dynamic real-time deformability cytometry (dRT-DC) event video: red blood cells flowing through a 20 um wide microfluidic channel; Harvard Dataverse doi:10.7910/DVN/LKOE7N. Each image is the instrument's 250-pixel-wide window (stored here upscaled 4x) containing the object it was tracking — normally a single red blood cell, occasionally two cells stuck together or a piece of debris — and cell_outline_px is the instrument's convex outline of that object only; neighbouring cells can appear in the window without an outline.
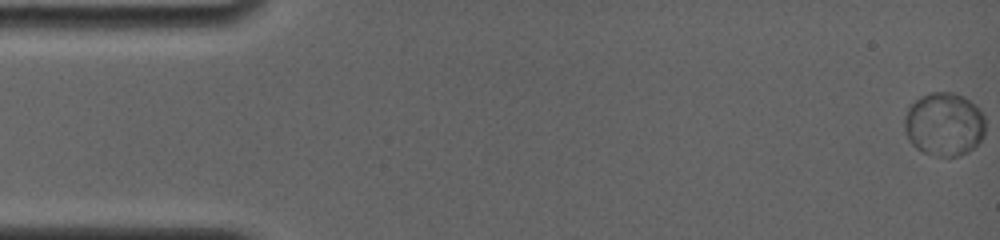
{"species": "common noctule bat (a hibernating species)", "species_latin": "Nyctalus noctula", "temperature_condition": "room temperature", "stored_images_in_passage": 37, "segment_of_instrument_passage": [1, 2], "camera_frame_rate_fps": 4000, "um_per_image_px": 0.085, "animal": {"sex": "female", "body_mass_g": 19.0, "forearm_length_mm": 56.7}, "frame": {"image": 1, "passage_image": 1, "time_ms": 0.0, "image_size_px": [1000, 240], "cell_outline_px": [[984, 132], [980, 140], [968, 152], [960, 156], [936, 156], [920, 152], [912, 144], [904, 128], [904, 120], [908, 108], [920, 96], [932, 92], [952, 92], [968, 100], [984, 116]], "centroid_in_image_um": [80.22, 10.58], "position_along_channel_um": 4.8, "area_um2": 29.59}}
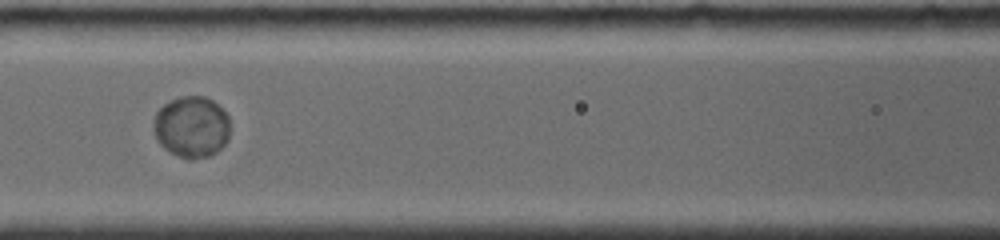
{"frame": {"image": 2, "passage_image": 16, "time_ms": 7.5, "image_size_px": [1000, 240], "cell_outline_px": [[228, 140], [216, 152], [208, 156], [180, 156], [168, 152], [156, 140], [156, 112], [164, 104], [180, 96], [204, 96], [212, 100], [228, 116]], "centroid_in_image_um": [16.29, 10.75], "position_along_channel_um": 150.3, "area_um2": 26.53}}
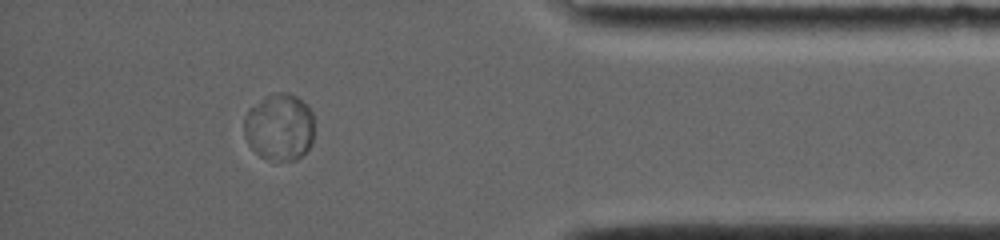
{"frame": {"image": 3, "passage_image": 31, "time_ms": 15.0, "image_size_px": [1000, 240], "cell_outline_px": [[312, 144], [300, 156], [292, 160], [276, 164], [260, 156], [248, 144], [244, 136], [244, 120], [248, 108], [264, 96], [276, 92], [288, 92], [296, 96], [312, 112]], "centroid_in_image_um": [23.7, 10.82], "position_along_channel_um": 411.5, "area_um2": 27.74}}